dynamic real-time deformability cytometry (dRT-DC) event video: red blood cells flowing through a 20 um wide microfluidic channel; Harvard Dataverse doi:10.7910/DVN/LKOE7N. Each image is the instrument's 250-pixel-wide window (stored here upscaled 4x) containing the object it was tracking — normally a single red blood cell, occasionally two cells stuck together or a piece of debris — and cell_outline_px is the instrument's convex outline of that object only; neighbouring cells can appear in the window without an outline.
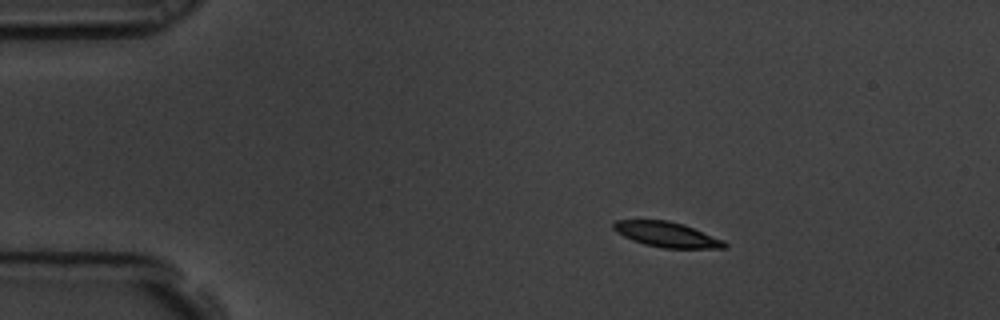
{"species": "common noctule bat (a hibernating species)", "species_latin": "Nyctalus noctula", "temperature_condition": "room temperature", "stored_images_in_passage": 13, "camera_frame_rate_fps": 3000, "um_per_image_px": 0.085, "animal": {"sex": "male", "body_mass_g": 19.5, "forearm_length_mm": 54.6}, "frame": {"image": 1, "passage_image": 3, "time_ms": 0.667, "image_size_px": [1000, 320], "cell_outline_px": [[728, 248], [664, 248], [644, 244], [632, 240], [616, 232], [612, 228], [612, 224], [616, 220], [668, 220], [684, 224], [724, 240], [728, 244]], "centroid_in_image_um": [56.69, 19.93], "position_along_channel_um": 28.3, "area_um2": 16.36}}
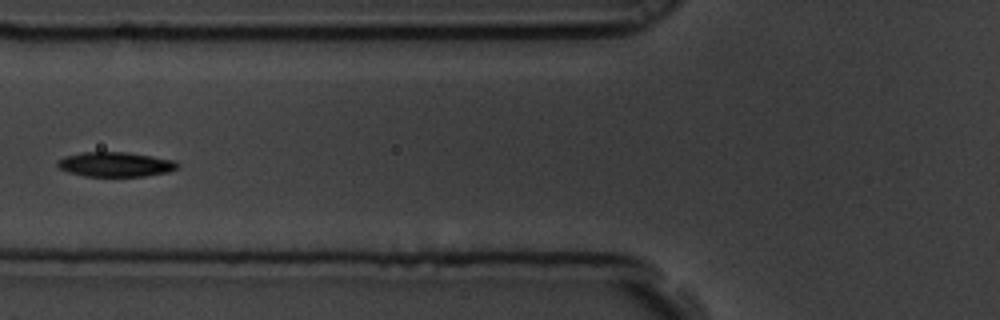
{"frame": {"image": 2, "passage_image": 6, "time_ms": 1.667, "image_size_px": [1000, 320], "cell_outline_px": [[180, 164], [176, 168], [168, 172], [144, 176], [84, 176], [68, 172], [60, 168], [56, 164], [56, 160], [64, 156], [84, 152], [128, 152], [152, 156], [172, 160]], "centroid_in_image_um": [9.77, 13.97], "position_along_channel_um": 116.0, "area_um2": 17.22}}
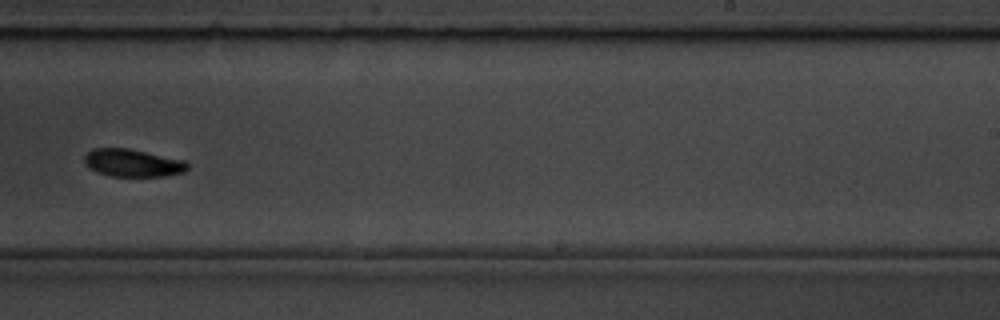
{"frame": {"image": 3, "passage_image": 10, "time_ms": 3.0, "image_size_px": [1000, 320], "cell_outline_px": [[188, 168], [184, 172], [164, 176], [108, 176], [96, 172], [88, 168], [84, 164], [84, 156], [92, 148], [128, 148], [184, 160], [188, 164]], "centroid_in_image_um": [11.23, 13.85], "position_along_channel_um": 277.8, "area_um2": 16.7}}